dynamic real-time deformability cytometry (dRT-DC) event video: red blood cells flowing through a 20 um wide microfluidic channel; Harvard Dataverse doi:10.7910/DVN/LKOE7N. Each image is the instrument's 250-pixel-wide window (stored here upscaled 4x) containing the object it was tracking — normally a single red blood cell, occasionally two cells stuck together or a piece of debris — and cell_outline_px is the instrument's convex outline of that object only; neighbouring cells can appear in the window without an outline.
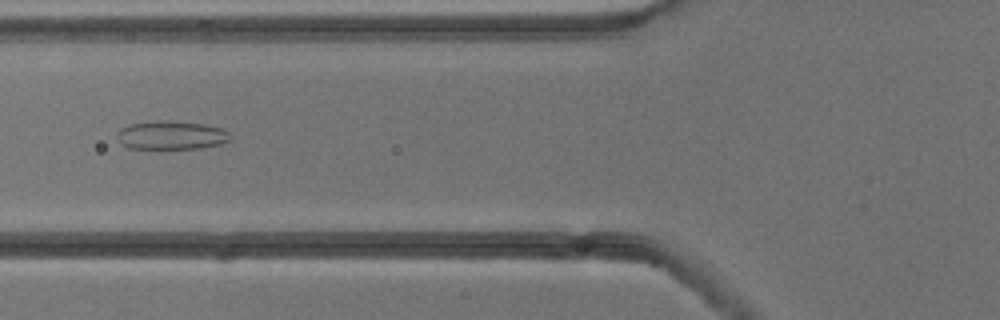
{"species": "common noctule bat (a hibernating species)", "species_latin": "Nyctalus noctula", "temperature_condition": "cold", "stored_images_in_passage": 46, "camera_frame_rate_fps": 3000, "um_per_image_px": 0.085, "animal": {"sex": "male", "body_mass_g": 13.3}, "frame": {"image": 1, "passage_image": 13, "time_ms": 4.0, "image_size_px": [1000, 320], "cell_outline_px": [[232, 140], [224, 144], [196, 148], [128, 148], [120, 144], [116, 136], [116, 132], [120, 128], [128, 124], [160, 120], [168, 120], [204, 124], [224, 128], [228, 132]], "centroid_in_image_um": [14.56, 11.48], "position_along_channel_um": 111.2, "area_um2": 19.13}}
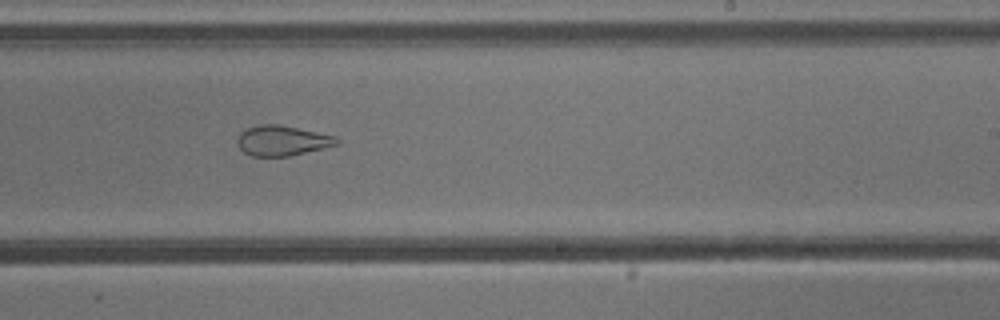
{"frame": {"image": 2, "passage_image": 25, "time_ms": 8.0, "image_size_px": [1000, 320], "cell_outline_px": [[340, 144], [288, 156], [252, 156], [244, 152], [240, 148], [236, 140], [240, 132], [248, 128], [260, 124], [276, 124], [336, 136], [340, 140]], "centroid_in_image_um": [23.98, 11.95], "position_along_channel_um": 265.0, "area_um2": 17.28}}
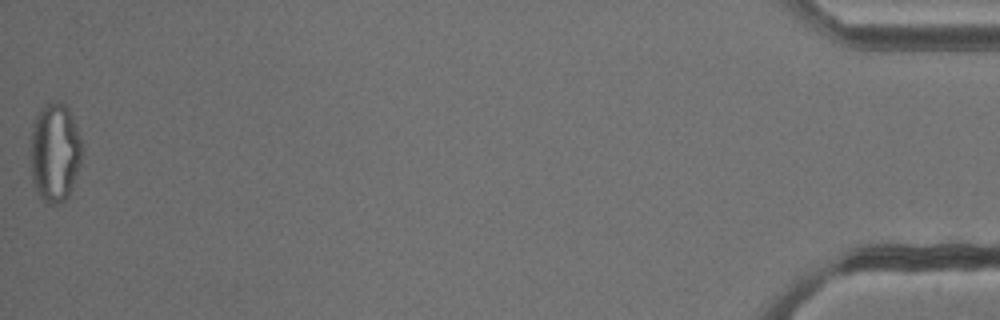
{"frame": {"image": 3, "passage_image": 46, "time_ms": 15.0, "image_size_px": [1000, 320], "cell_outline_px": [[80, 164], [76, 176], [68, 196], [60, 204], [44, 204], [36, 192], [32, 180], [32, 124], [40, 108], [48, 104], [68, 104], [80, 136]], "centroid_in_image_um": [4.66, 13.0], "position_along_channel_um": 430.5, "area_um2": 29.36}, "authors_computed_cell_mechanics": {"area_um2": 22.8888, "velocity_mm_per_s": 3.844, "shape_relaxation_time_tau1_ms": null, "shape_relaxation_time_tau2_ms": 2.307, "deformation_change_tau1": null, "deformation_change_tau2": 0.104}}